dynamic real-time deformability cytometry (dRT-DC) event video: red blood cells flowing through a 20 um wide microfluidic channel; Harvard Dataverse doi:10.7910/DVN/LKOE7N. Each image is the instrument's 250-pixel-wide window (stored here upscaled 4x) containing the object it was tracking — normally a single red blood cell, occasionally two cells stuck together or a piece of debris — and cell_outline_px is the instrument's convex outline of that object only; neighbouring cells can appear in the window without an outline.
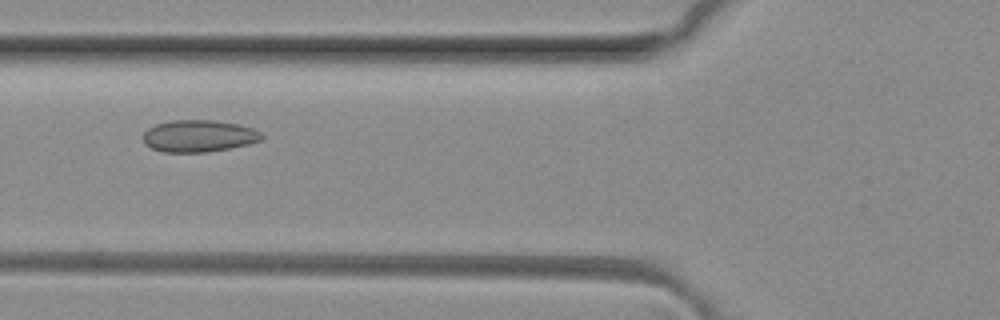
{"species": "common noctule bat (a hibernating species)", "species_latin": "Nyctalus noctula", "temperature_condition": "room temperature", "stored_images_in_passage": 6, "camera_frame_rate_fps": 3000, "um_per_image_px": 0.085, "animal": {"sex": "female", "body_mass_g": 29.2, "forearm_length_mm": 56.3}, "frame": {"image": 1, "passage_image": 5, "time_ms": 1.333, "image_size_px": [1000, 320], "cell_outline_px": [[264, 140], [248, 144], [208, 152], [164, 152], [152, 148], [144, 144], [144, 132], [148, 128], [156, 124], [172, 120], [216, 120], [240, 124], [252, 128], [260, 132], [264, 136]], "centroid_in_image_um": [16.92, 11.55], "position_along_channel_um": 108.9, "area_um2": 22.2}}
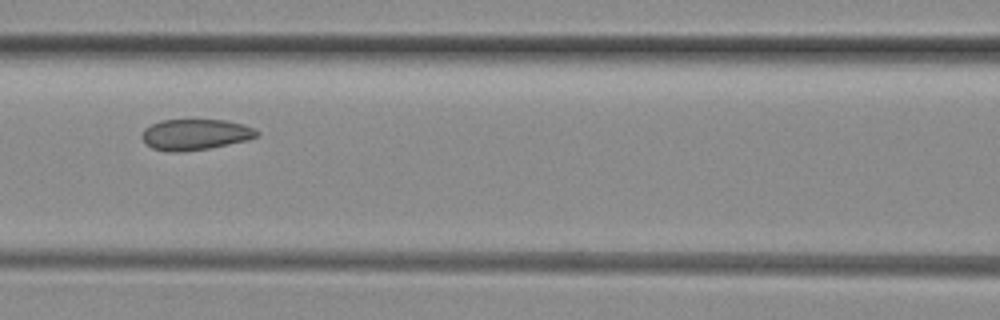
{"frame": {"image": 2, "passage_image": 6, "time_ms": 1.667, "image_size_px": [1000, 320], "cell_outline_px": [[260, 132], [256, 136], [248, 140], [208, 148], [176, 152], [152, 148], [144, 144], [140, 136], [144, 128], [160, 120], [224, 120], [244, 124]], "centroid_in_image_um": [16.55, 11.42], "position_along_channel_um": 150.0, "area_um2": 20.58}}